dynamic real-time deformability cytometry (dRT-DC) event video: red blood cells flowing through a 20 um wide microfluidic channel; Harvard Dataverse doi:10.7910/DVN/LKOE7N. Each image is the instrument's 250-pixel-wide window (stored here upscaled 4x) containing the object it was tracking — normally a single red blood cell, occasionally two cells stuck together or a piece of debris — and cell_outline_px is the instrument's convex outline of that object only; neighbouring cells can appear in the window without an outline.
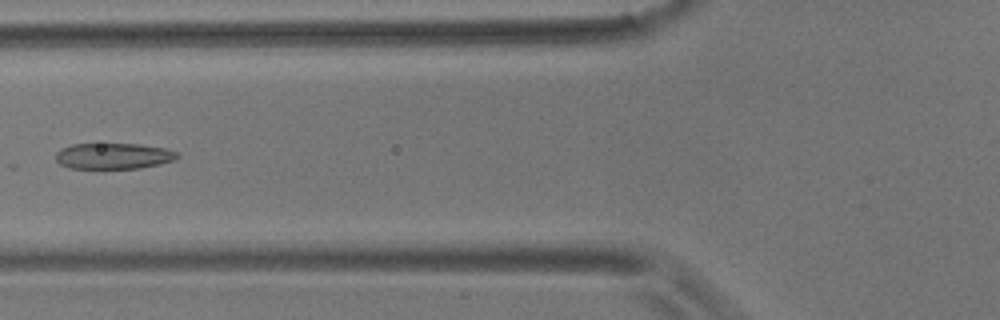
{"species": "common noctule bat (a hibernating species)", "species_latin": "Nyctalus noctula", "temperature_condition": "room temperature", "stored_images_in_passage": 7, "camera_frame_rate_fps": 3000, "um_per_image_px": 0.085, "animal": {"sex": "male", "body_mass_g": 17.9}, "frame": {"image": 1, "passage_image": 7, "time_ms": 7.0, "image_size_px": [1000, 320], "cell_outline_px": [[180, 156], [172, 160], [160, 164], [140, 168], [68, 168], [60, 164], [56, 160], [56, 152], [60, 148], [72, 144], [140, 144], [168, 148], [180, 152]], "centroid_in_image_um": [9.67, 13.25], "position_along_channel_um": 116.1, "area_um2": 18.55}}